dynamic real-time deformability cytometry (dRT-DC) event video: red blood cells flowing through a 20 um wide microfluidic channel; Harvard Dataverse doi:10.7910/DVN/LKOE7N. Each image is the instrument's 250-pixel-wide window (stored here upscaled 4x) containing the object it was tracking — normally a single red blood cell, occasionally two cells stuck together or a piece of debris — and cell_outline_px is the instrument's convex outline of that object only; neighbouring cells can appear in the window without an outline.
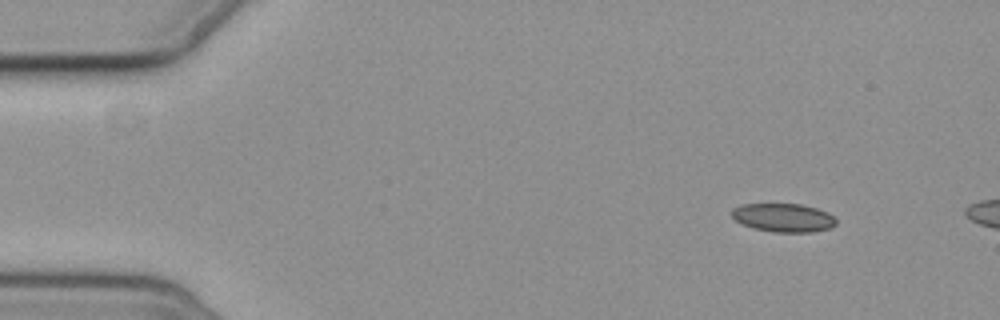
{"species": "common noctule bat (a hibernating species)", "species_latin": "Nyctalus noctula", "temperature_condition": "cold", "stored_images_in_passage": 4, "camera_frame_rate_fps": 3000, "um_per_image_px": 0.085, "animal": {"sex": "female", "body_mass_g": 19.3, "forearm_length_mm": 54.1}, "frame": {"image": 1, "passage_image": 1, "time_ms": 0.0, "image_size_px": [1000, 320], "cell_outline_px": [[836, 224], [832, 228], [812, 232], [776, 232], [752, 228], [736, 220], [732, 216], [732, 208], [740, 204], [800, 204], [816, 208], [828, 212], [836, 216]], "centroid_in_image_um": [66.63, 18.5], "position_along_channel_um": 18.4, "area_um2": 17.46}}